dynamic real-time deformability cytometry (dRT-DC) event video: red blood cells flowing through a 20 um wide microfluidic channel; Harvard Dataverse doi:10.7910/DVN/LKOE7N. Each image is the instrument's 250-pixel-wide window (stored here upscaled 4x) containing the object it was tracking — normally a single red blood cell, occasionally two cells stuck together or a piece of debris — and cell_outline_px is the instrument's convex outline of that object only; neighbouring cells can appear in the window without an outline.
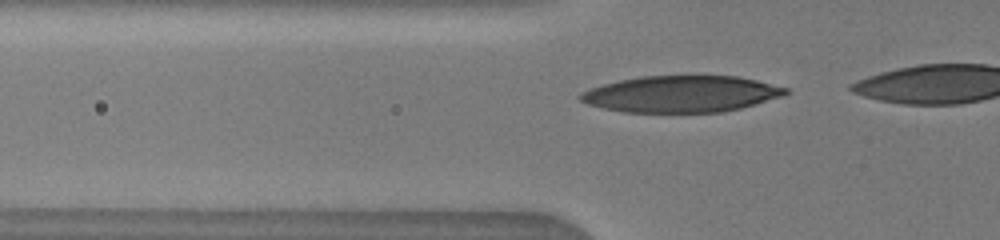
{"species": "human", "species_latin": "Homo sapiens", "temperature_condition": "warm", "stored_images_in_passage": 13, "camera_frame_rate_fps": 3000, "um_per_image_px": 0.085, "donor": {"sex": "male"}, "frame": {"image": 1, "passage_image": 11, "time_ms": 4.333, "image_size_px": [1000, 240], "cell_outline_px": [[792, 92], [784, 96], [740, 108], [724, 112], [624, 112], [604, 108], [588, 104], [580, 100], [576, 96], [580, 92], [604, 84], [620, 80], [640, 76], [736, 76], [756, 80], [788, 88]], "centroid_in_image_um": [57.92, 7.99], "position_along_channel_um": 67.9, "area_um2": 43.64}}